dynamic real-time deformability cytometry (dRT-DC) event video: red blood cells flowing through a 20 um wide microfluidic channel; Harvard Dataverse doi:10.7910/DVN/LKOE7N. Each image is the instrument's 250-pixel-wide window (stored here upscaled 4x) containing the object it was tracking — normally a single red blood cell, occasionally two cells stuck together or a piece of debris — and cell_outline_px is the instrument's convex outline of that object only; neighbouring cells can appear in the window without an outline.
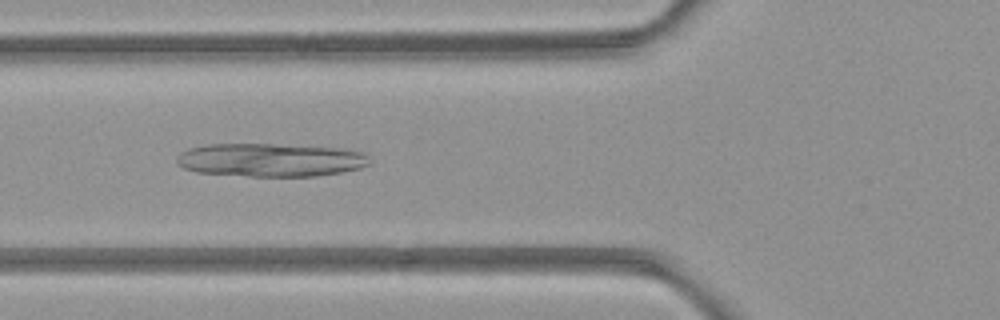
{"species": "common noctule bat (a hibernating species)", "species_latin": "Nyctalus noctula", "temperature_condition": "room temperature", "stored_images_in_passage": 6, "camera_frame_rate_fps": 3000, "um_per_image_px": 0.085, "animal": {"sex": "female", "body_mass_g": 21.9}, "frame": {"image": 1, "passage_image": 6, "time_ms": 5.667, "image_size_px": [1000, 320], "cell_outline_px": [[372, 160], [368, 164], [360, 168], [340, 172], [316, 176], [248, 176], [196, 172], [184, 168], [176, 164], [176, 156], [180, 152], [188, 148], [208, 144], [272, 144], [344, 148], [360, 152], [368, 156]], "centroid_in_image_um": [22.96, 13.59], "position_along_channel_um": 102.8, "area_um2": 37.63}}